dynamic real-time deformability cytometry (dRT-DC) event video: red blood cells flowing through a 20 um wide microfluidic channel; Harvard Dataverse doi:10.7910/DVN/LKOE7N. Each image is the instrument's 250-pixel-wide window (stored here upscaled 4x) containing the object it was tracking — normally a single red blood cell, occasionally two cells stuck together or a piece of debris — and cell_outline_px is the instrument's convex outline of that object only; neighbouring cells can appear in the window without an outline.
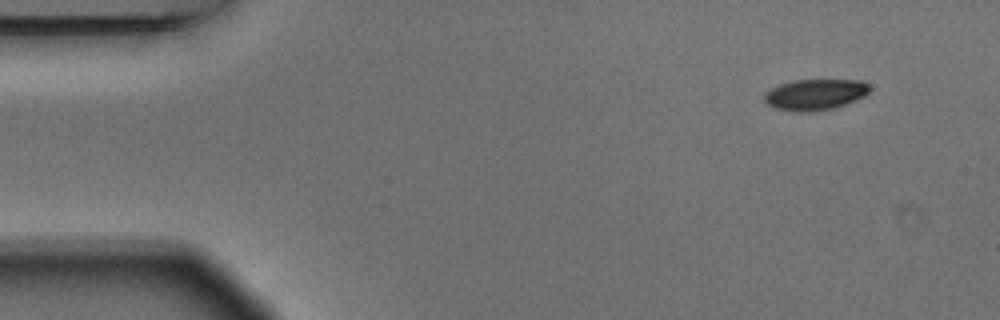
{"species": "Egyptian fruit bat (a non-hibernating species)", "species_latin": "Rousettus aegyptiacus", "temperature_condition": "warm", "stored_images_in_passage": 5, "camera_frame_rate_fps": 3000, "um_per_image_px": 0.085, "animal": {"sex": "male"}, "frame": {"image": 1, "passage_image": 5, "time_ms": 1.333, "image_size_px": [1000, 320], "cell_outline_px": [[872, 88], [864, 96], [844, 104], [832, 108], [812, 112], [796, 112], [776, 108], [768, 104], [764, 100], [764, 92], [780, 84], [792, 80], [860, 80], [868, 84]], "centroid_in_image_um": [69.27, 8.03], "position_along_channel_um": 15.7, "area_um2": 18.96}}